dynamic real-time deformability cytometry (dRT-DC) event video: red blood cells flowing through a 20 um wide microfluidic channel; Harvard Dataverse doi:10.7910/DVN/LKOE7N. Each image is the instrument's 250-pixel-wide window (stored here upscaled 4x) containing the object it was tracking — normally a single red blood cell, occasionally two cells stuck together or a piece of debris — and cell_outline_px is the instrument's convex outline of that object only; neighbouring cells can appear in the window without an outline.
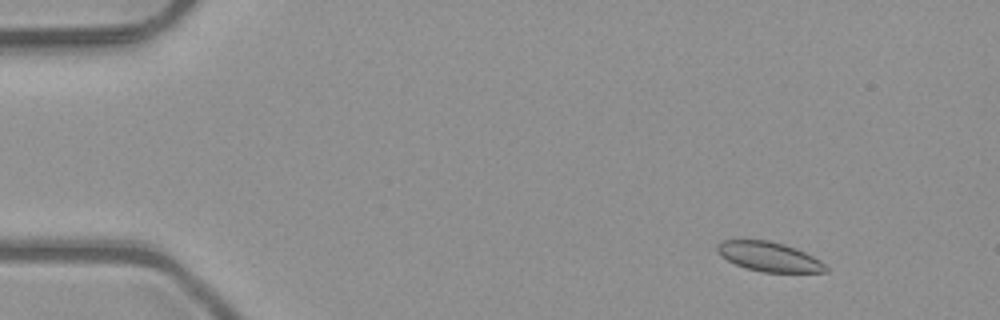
{"species": "common noctule bat (a hibernating species)", "species_latin": "Nyctalus noctula", "temperature_condition": "room temperature", "stored_images_in_passage": 5, "camera_frame_rate_fps": 3000, "um_per_image_px": 0.085, "animal": {"sex": "male", "body_mass_g": 23.1, "forearm_length_mm": 52.7}, "frame": {"image": 1, "passage_image": 2, "time_ms": 0.333, "image_size_px": [1000, 320], "cell_outline_px": [[828, 272], [764, 272], [744, 268], [720, 256], [716, 252], [716, 244], [720, 240], [768, 240], [784, 244], [796, 248], [820, 260], [828, 268]], "centroid_in_image_um": [65.33, 21.81], "position_along_channel_um": 19.7, "area_um2": 18.73}}
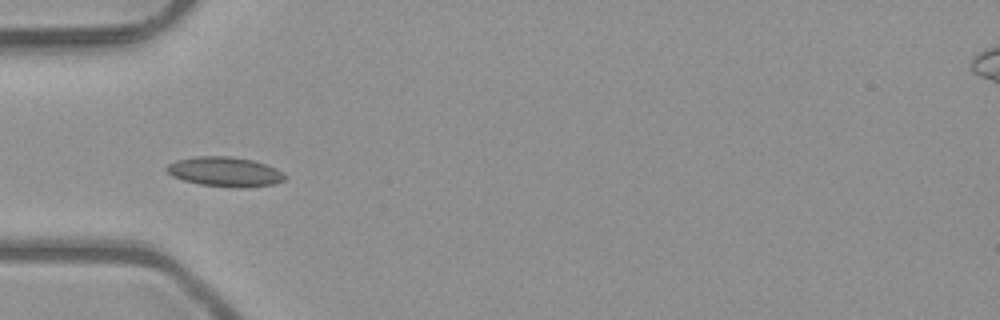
{"frame": {"image": 2, "passage_image": 5, "time_ms": 1.333, "image_size_px": [1000, 320], "cell_outline_px": [[288, 176], [284, 180], [276, 184], [244, 188], [232, 188], [200, 184], [184, 180], [172, 176], [164, 168], [168, 164], [176, 160], [192, 156], [232, 156], [252, 160], [276, 168], [284, 172]], "centroid_in_image_um": [19.14, 14.6], "position_along_channel_um": 65.9, "area_um2": 20.75}}